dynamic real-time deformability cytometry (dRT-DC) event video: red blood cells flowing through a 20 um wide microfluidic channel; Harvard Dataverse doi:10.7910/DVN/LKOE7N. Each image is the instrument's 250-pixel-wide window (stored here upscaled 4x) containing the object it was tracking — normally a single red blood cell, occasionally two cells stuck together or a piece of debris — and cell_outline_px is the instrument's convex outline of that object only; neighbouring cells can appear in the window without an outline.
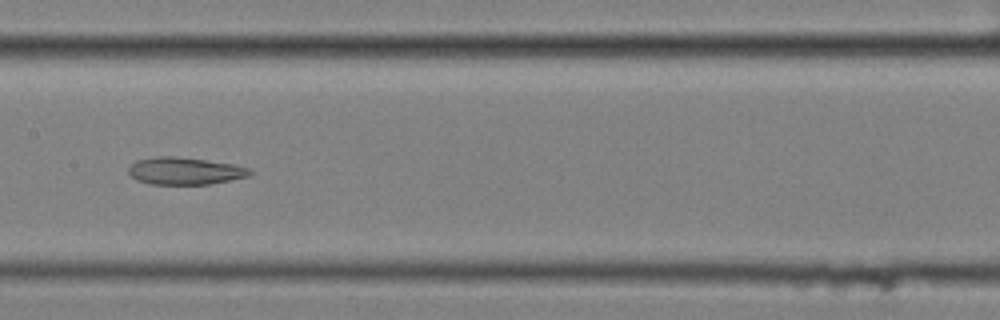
{"species": "common noctule bat (a hibernating species)", "species_latin": "Nyctalus noctula", "temperature_condition": "cold", "stored_images_in_passage": 12, "camera_frame_rate_fps": 3000, "um_per_image_px": 0.085, "animal": {"sex": "female", "body_mass_g": 25.1}, "frame": {"image": 1, "passage_image": 7, "time_ms": 2.0, "image_size_px": [1000, 320], "cell_outline_px": [[252, 172], [248, 176], [208, 184], [148, 184], [136, 180], [128, 172], [128, 168], [136, 160], [156, 156], [176, 156], [232, 164], [248, 168]], "centroid_in_image_um": [15.65, 14.53], "position_along_channel_um": 191.8, "area_um2": 19.07}}
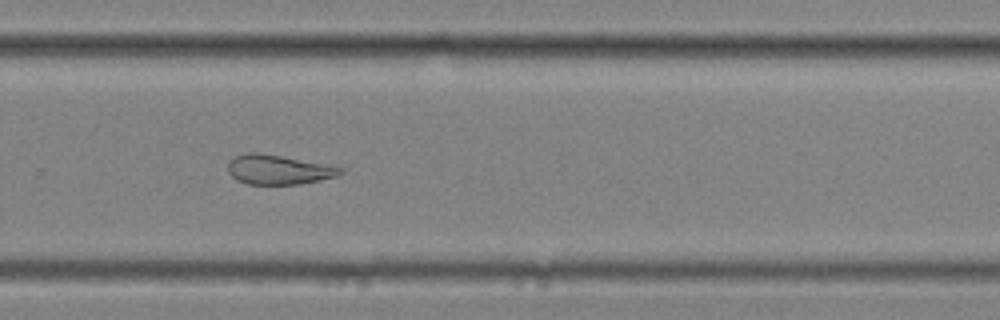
{"frame": {"image": 2, "passage_image": 10, "time_ms": 3.0, "image_size_px": [1000, 320], "cell_outline_px": [[344, 172], [336, 176], [320, 180], [300, 184], [248, 184], [236, 180], [228, 172], [228, 160], [236, 156], [248, 152], [260, 152], [328, 164], [344, 168]], "centroid_in_image_um": [23.67, 14.41], "position_along_channel_um": 306.1, "area_um2": 19.54}}
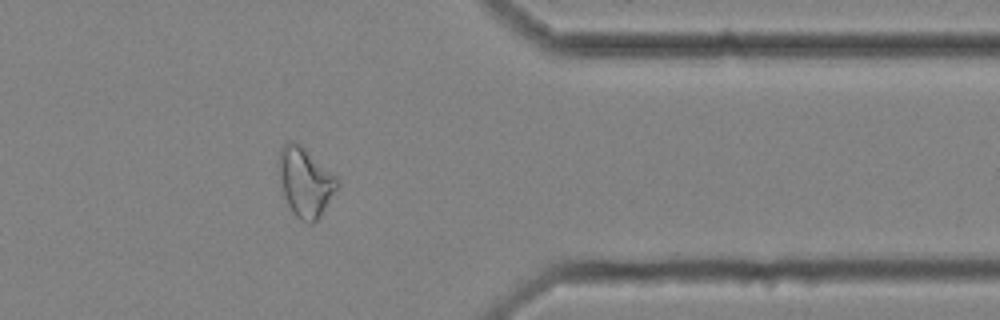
{"frame": {"image": 3, "passage_image": 12, "time_ms": 3.667, "image_size_px": [1000, 320], "cell_outline_px": [[340, 184], [320, 216], [312, 224], [308, 224], [300, 220], [292, 212], [284, 196], [280, 176], [280, 148], [284, 144], [300, 144], [340, 176]], "centroid_in_image_um": [26.03, 15.5], "position_along_channel_um": 385.4, "area_um2": 23.47}}